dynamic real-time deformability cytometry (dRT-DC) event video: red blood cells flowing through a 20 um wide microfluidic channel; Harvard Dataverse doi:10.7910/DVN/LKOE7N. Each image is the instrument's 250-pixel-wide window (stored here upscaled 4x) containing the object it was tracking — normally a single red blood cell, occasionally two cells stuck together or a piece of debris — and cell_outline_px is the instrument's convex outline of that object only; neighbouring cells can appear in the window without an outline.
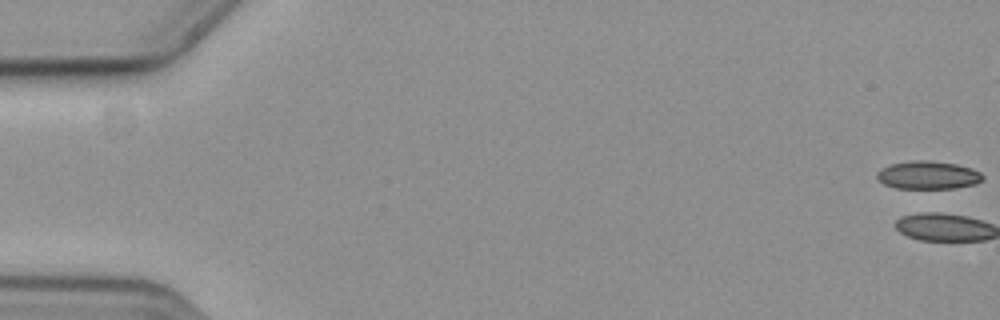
{"species": "common noctule bat (a hibernating species)", "species_latin": "Nyctalus noctula", "temperature_condition": "cold", "stored_images_in_passage": 50, "camera_frame_rate_fps": 3000, "um_per_image_px": 0.085, "animal": {"sex": "female", "body_mass_g": 19.3, "forearm_length_mm": 54.1}, "frame": {"image": 1, "passage_image": 1, "time_ms": 0.0, "image_size_px": [1000, 320], "cell_outline_px": [[984, 180], [976, 184], [956, 188], [896, 188], [884, 184], [876, 176], [876, 172], [880, 168], [888, 164], [912, 160], [928, 160], [956, 164], [972, 168], [980, 172], [984, 176]], "centroid_in_image_um": [78.89, 14.87], "position_along_channel_um": 6.1, "area_um2": 17.51}}